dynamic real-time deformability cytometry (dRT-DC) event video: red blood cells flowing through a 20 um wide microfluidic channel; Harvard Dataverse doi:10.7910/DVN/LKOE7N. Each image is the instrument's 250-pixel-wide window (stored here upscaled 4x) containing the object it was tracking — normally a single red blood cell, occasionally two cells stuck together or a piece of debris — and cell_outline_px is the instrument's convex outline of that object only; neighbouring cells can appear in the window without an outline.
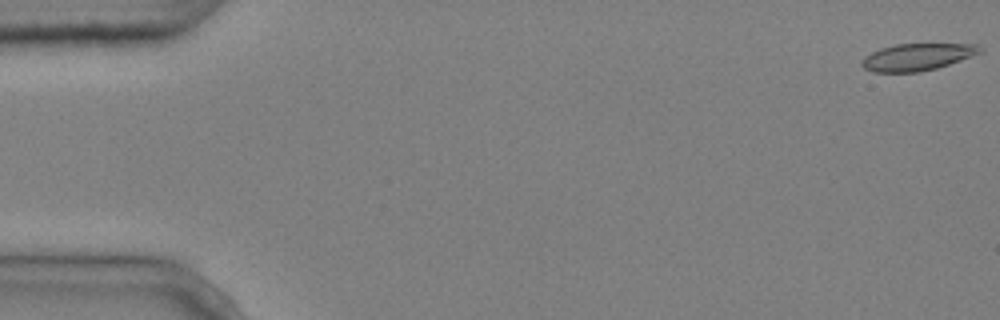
{"species": "common noctule bat (a hibernating species)", "species_latin": "Nyctalus noctula", "temperature_condition": "cold", "stored_images_in_passage": 2, "camera_frame_rate_fps": 3000, "um_per_image_px": 0.085, "animal": {"sex": "male", "body_mass_g": 20.4}, "frame": {"image": 1, "passage_image": 2, "time_ms": 0.333, "image_size_px": [1000, 320], "cell_outline_px": [[984, 52], [936, 68], [920, 72], [872, 72], [864, 68], [860, 64], [860, 60], [864, 56], [880, 48], [896, 44], [980, 44], [984, 48]], "centroid_in_image_um": [77.97, 4.84], "position_along_channel_um": 7.0, "area_um2": 18.79}}